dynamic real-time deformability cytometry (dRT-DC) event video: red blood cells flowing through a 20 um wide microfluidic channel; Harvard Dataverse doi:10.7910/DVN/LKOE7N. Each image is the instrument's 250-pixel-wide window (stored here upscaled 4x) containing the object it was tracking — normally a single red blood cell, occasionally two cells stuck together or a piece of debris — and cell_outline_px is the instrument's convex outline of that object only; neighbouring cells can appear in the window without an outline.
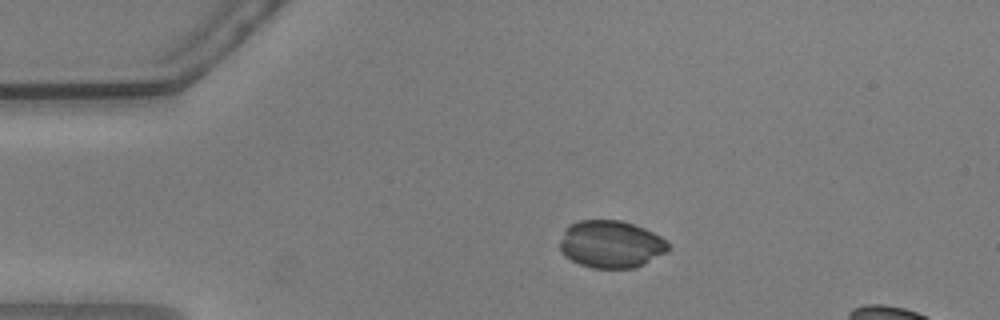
{"species": "common noctule bat (a hibernating species)", "species_latin": "Nyctalus noctula", "temperature_condition": "warm", "stored_images_in_passage": 42, "camera_frame_rate_fps": 3000, "um_per_image_px": 0.085, "animal": {"sex": "male", "body_mass_g": 20.5, "forearm_length_mm": 52.5}, "frame": {"image": 1, "passage_image": 1, "time_ms": 0.0, "image_size_px": [1000, 320], "cell_outline_px": [[672, 248], [668, 252], [636, 268], [592, 268], [580, 264], [564, 256], [560, 248], [560, 240], [568, 224], [580, 220], [620, 220], [644, 228], [660, 236]], "centroid_in_image_um": [51.94, 20.76], "position_along_channel_um": 33.1, "area_um2": 30.06}}
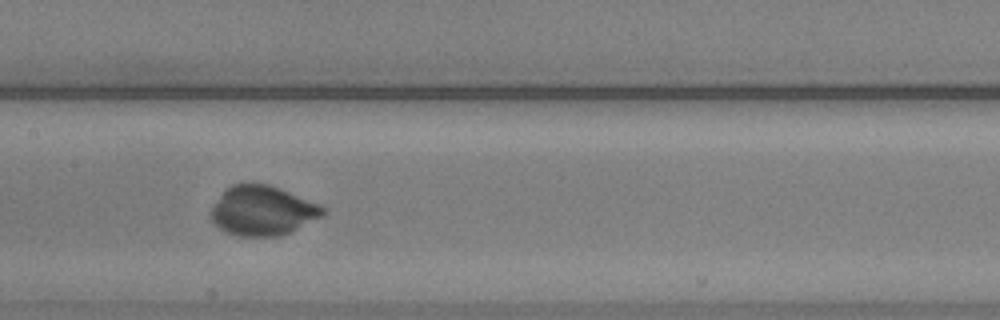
{"frame": {"image": 2, "passage_image": 17, "time_ms": 5.333, "image_size_px": [1000, 320], "cell_outline_px": [[328, 212], [324, 216], [288, 232], [276, 236], [240, 236], [224, 232], [212, 220], [212, 208], [224, 188], [232, 184], [268, 184], [280, 188], [328, 208]], "centroid_in_image_um": [22.34, 17.9], "position_along_channel_um": 185.1, "area_um2": 32.19}}
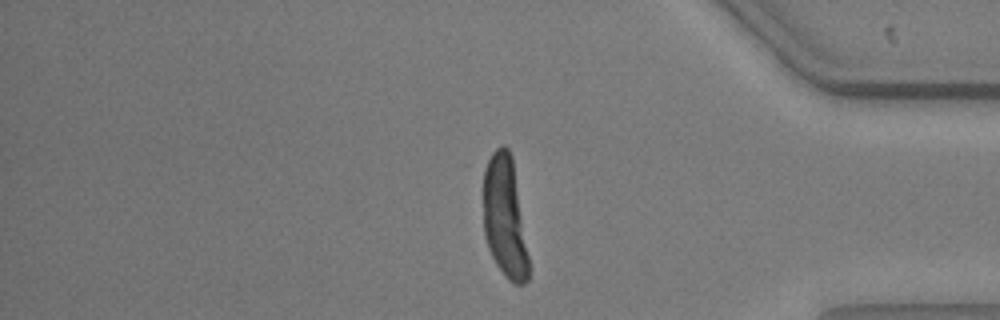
{"frame": {"image": 3, "passage_image": 36, "time_ms": 11.667, "image_size_px": [1000, 320], "cell_outline_px": [[528, 280], [524, 284], [516, 284], [508, 280], [504, 276], [496, 264], [488, 248], [484, 236], [484, 168], [492, 152], [496, 148], [504, 144], [508, 148], [512, 156], [528, 256]], "centroid_in_image_um": [42.89, 18.47], "position_along_channel_um": 392.3, "area_um2": 31.85}}